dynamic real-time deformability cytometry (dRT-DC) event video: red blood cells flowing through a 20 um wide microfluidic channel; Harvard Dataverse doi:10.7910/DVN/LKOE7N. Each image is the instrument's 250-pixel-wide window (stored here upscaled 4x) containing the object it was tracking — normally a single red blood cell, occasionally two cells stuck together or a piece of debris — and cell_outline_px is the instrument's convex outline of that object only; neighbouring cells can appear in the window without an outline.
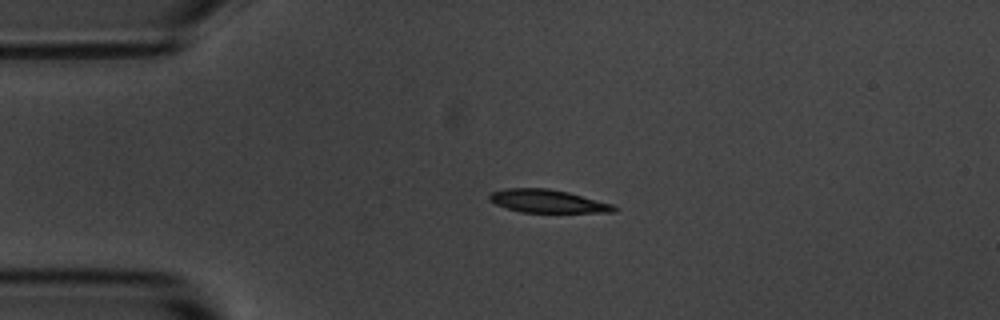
{"species": "common noctule bat (a hibernating species)", "species_latin": "Nyctalus noctula", "temperature_condition": "room temperature", "stored_images_in_passage": 8, "camera_frame_rate_fps": 3000, "um_per_image_px": 0.085, "animal": {"sex": "male", "body_mass_g": 20.1, "forearm_length_mm": 53.5}, "frame": {"image": 1, "passage_image": 3, "time_ms": 2.0, "image_size_px": [1000, 320], "cell_outline_px": [[620, 208], [616, 212], [520, 212], [496, 204], [488, 200], [488, 196], [492, 192], [504, 188], [548, 188], [568, 192], [612, 204]], "centroid_in_image_um": [46.55, 17.1], "position_along_channel_um": 38.5, "area_um2": 16.7}}
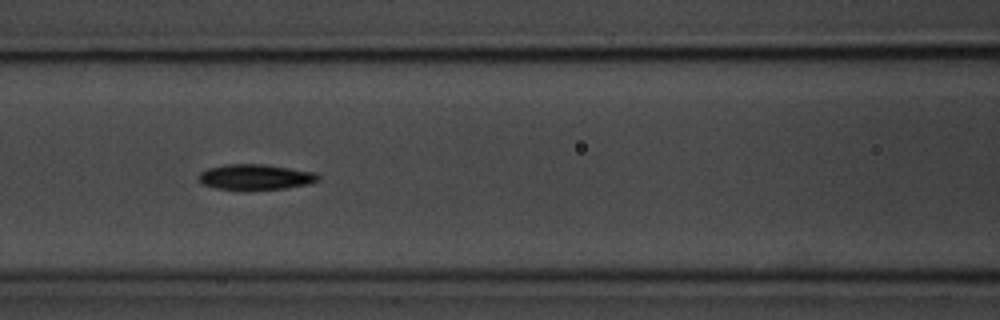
{"frame": {"image": 2, "passage_image": 6, "time_ms": 5.667, "image_size_px": [1000, 320], "cell_outline_px": [[320, 180], [308, 184], [288, 188], [216, 188], [200, 184], [196, 176], [200, 172], [208, 168], [224, 164], [264, 164], [316, 172], [320, 176]], "centroid_in_image_um": [21.7, 15.02], "position_along_channel_um": 144.9, "area_um2": 17.57}}